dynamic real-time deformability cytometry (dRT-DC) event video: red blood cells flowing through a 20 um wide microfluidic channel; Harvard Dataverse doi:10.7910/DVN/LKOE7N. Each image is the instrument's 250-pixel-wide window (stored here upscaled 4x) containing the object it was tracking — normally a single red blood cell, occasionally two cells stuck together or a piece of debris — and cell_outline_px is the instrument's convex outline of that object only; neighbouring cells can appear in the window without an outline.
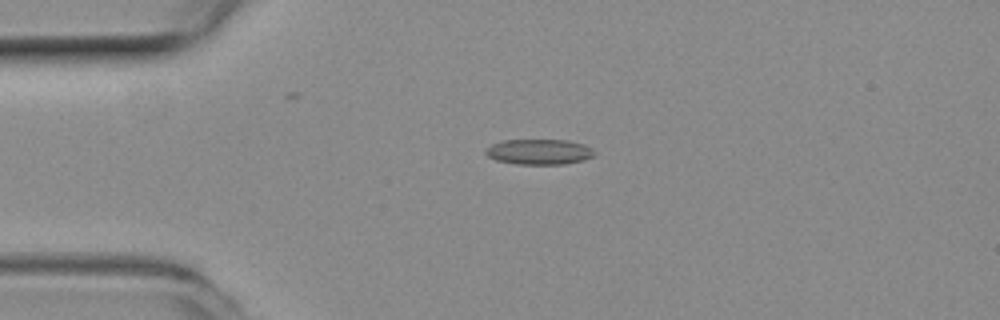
{"species": "common noctule bat (a hibernating species)", "species_latin": "Nyctalus noctula", "temperature_condition": "room temperature", "stored_images_in_passage": 37, "camera_frame_rate_fps": 3000, "um_per_image_px": 0.085, "animal": {"sex": "female", "body_mass_g": 19.3, "forearm_length_mm": 54.1}, "frame": {"image": 1, "passage_image": 1, "time_ms": 0.0, "image_size_px": [1000, 320], "cell_outline_px": [[596, 156], [584, 160], [564, 164], [516, 164], [496, 160], [488, 156], [484, 152], [492, 144], [504, 140], [564, 140], [584, 144], [592, 148], [596, 152]], "centroid_in_image_um": [45.87, 12.91], "position_along_channel_um": 39.1, "area_um2": 16.13}}
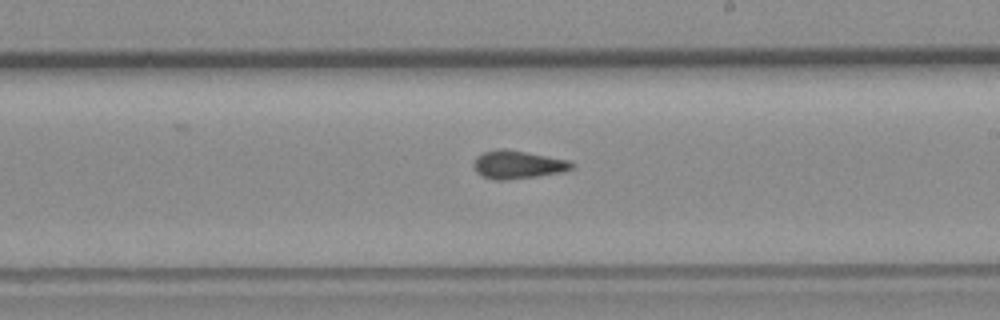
{"frame": {"image": 2, "passage_image": 19, "time_ms": 6.0, "image_size_px": [1000, 320], "cell_outline_px": [[576, 164], [572, 168], [564, 172], [536, 176], [504, 180], [492, 180], [476, 172], [472, 164], [476, 156], [484, 152], [500, 148], [504, 148], [568, 160]], "centroid_in_image_um": [43.99, 13.99], "position_along_channel_um": 245.0, "area_um2": 16.07}}
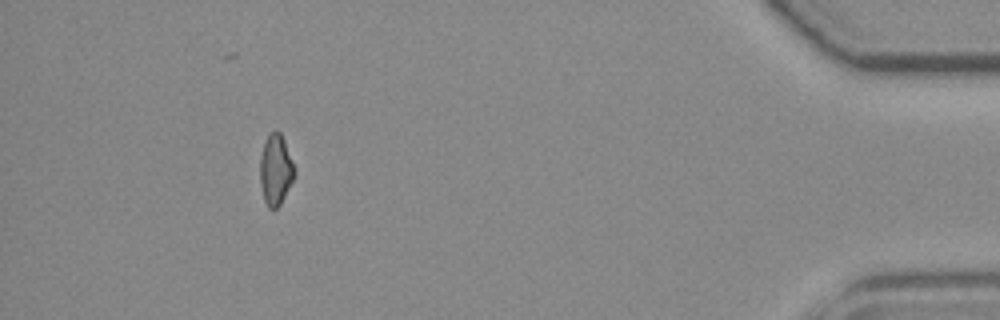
{"frame": {"image": 3, "passage_image": 37, "time_ms": 12.0, "image_size_px": [1000, 320], "cell_outline_px": [[296, 172], [280, 204], [276, 208], [268, 208], [264, 200], [260, 184], [260, 156], [264, 140], [276, 128], [280, 132], [284, 140], [296, 168]], "centroid_in_image_um": [23.42, 14.39], "position_along_channel_um": 411.8, "area_um2": 14.22}, "authors_computed_cell_mechanics": {"area_um2": 15.5482, "velocity_mm_per_s": 3.8894, "shape_relaxation_time_tau1_ms": null, "shape_relaxation_time_tau2_ms": 3.4014, "deformation_change_tau1": null, "deformation_change_tau2": 0.1134}}